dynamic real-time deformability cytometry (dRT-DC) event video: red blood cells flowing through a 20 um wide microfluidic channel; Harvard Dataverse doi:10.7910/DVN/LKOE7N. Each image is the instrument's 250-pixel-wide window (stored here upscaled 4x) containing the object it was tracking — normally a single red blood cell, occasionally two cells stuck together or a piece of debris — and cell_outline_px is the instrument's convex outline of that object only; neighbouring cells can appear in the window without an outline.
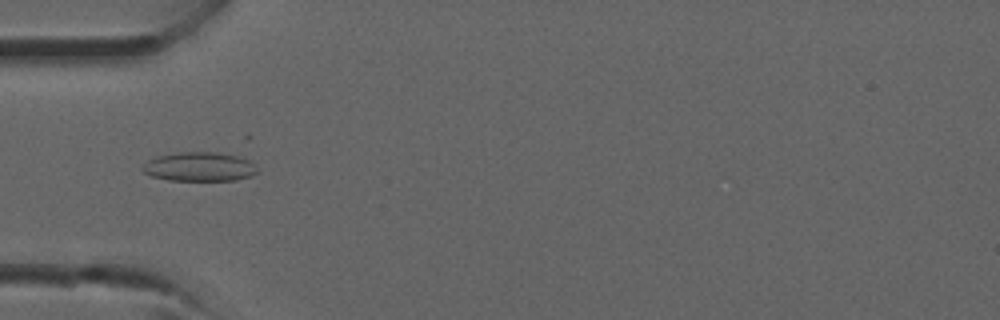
{"species": "common noctule bat (a hibernating species)", "species_latin": "Nyctalus noctula", "temperature_condition": "room temperature", "stored_images_in_passage": 5, "camera_frame_rate_fps": 3000, "um_per_image_px": 0.085, "animal": {"sex": "male", "forearm_length_mm": 52.5}, "frame": {"image": 1, "passage_image": 3, "time_ms": 0.667, "image_size_px": [1000, 320], "cell_outline_px": [[260, 172], [252, 176], [236, 180], [168, 180], [152, 176], [144, 172], [140, 168], [148, 160], [156, 156], [176, 152], [216, 152], [236, 156], [248, 160]], "centroid_in_image_um": [16.93, 14.17], "position_along_channel_um": 68.1, "area_um2": 19.48}}
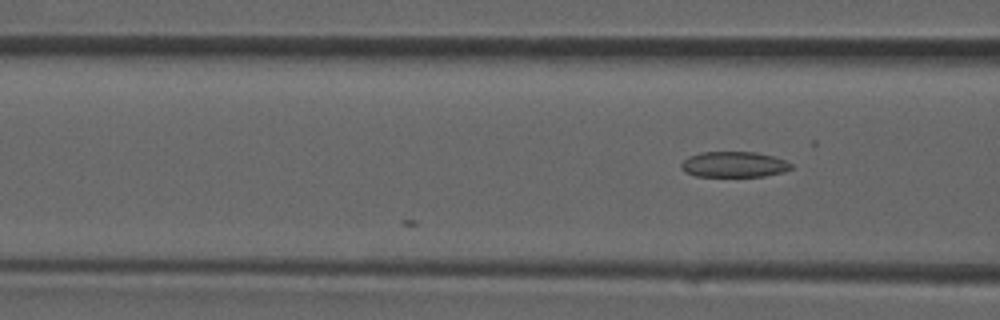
{"frame": {"image": 2, "passage_image": 5, "time_ms": 1.333, "image_size_px": [1000, 320], "cell_outline_px": [[792, 168], [784, 172], [764, 176], [696, 176], [684, 172], [680, 168], [680, 164], [688, 156], [700, 152], [756, 152], [772, 156], [784, 160], [792, 164]], "centroid_in_image_um": [62.35, 13.98], "position_along_channel_um": 104.2, "area_um2": 16.47}}